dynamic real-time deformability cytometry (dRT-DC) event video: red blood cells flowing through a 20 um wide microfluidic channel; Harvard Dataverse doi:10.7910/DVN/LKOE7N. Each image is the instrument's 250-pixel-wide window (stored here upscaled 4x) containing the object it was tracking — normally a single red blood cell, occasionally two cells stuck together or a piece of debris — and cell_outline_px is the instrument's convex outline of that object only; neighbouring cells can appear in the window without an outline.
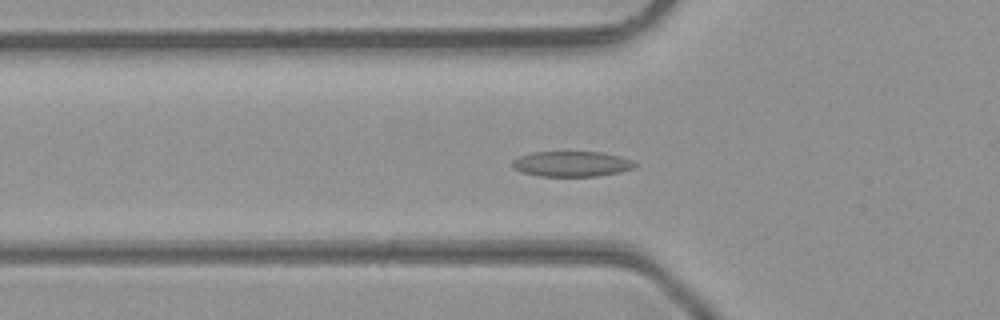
{"species": "common noctule bat (a hibernating species)", "species_latin": "Nyctalus noctula", "temperature_condition": "room temperature", "stored_images_in_passage": 39, "camera_frame_rate_fps": 3000, "um_per_image_px": 0.085, "animal": {"sex": "male", "body_mass_g": 23.1, "forearm_length_mm": 52.7}, "frame": {"image": 1, "passage_image": 16, "time_ms": 5.0, "image_size_px": [1000, 320], "cell_outline_px": [[636, 164], [632, 168], [620, 172], [596, 176], [540, 176], [520, 172], [512, 168], [512, 160], [520, 156], [532, 152], [604, 152], [620, 156], [632, 160]], "centroid_in_image_um": [48.56, 13.93], "position_along_channel_um": 77.2, "area_um2": 18.15}}
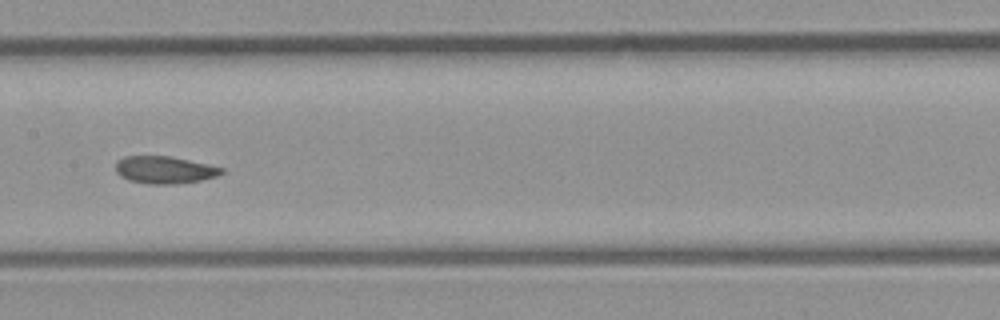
{"frame": {"image": 2, "passage_image": 24, "time_ms": 7.667, "image_size_px": [1000, 320], "cell_outline_px": [[224, 172], [216, 176], [200, 180], [176, 184], [148, 184], [128, 180], [120, 176], [116, 172], [116, 160], [124, 156], [168, 156], [208, 164], [224, 168]], "centroid_in_image_um": [13.95, 14.44], "position_along_channel_um": 193.4, "area_um2": 16.88}}
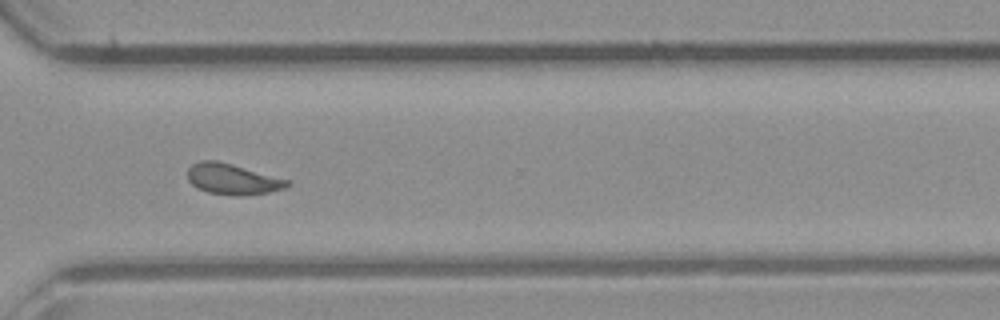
{"frame": {"image": 3, "passage_image": 35, "time_ms": 11.333, "image_size_px": [1000, 320], "cell_outline_px": [[292, 184], [284, 188], [268, 192], [244, 196], [236, 196], [208, 192], [196, 188], [188, 180], [188, 168], [192, 164], [200, 160], [216, 160], [232, 164], [292, 180]], "centroid_in_image_um": [19.79, 15.22], "position_along_channel_um": 350.8, "area_um2": 18.09}, "authors_computed_cell_mechanics": {"area_um2": 18.1492, "velocity_mm_per_s": 4.3052, "shape_relaxation_time_tau1_ms": 4.8861, "shape_relaxation_time_tau2_ms": 2.7182, "deformation_change_tau1": 0.1291, "deformation_change_tau2": 0.0888}}